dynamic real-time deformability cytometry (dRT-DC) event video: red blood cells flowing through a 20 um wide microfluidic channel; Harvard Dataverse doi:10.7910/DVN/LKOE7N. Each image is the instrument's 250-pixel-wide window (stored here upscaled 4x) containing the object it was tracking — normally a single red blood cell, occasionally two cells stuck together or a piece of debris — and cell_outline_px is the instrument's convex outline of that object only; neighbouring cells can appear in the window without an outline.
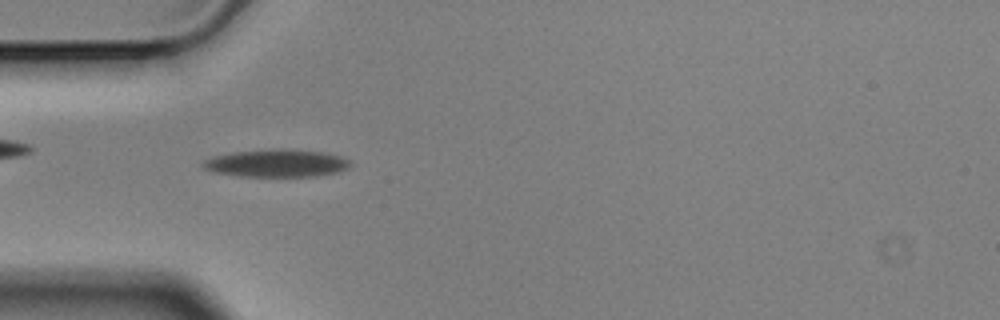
{"species": "Egyptian fruit bat (a non-hibernating species)", "species_latin": "Rousettus aegyptiacus", "temperature_condition": "cold", "stored_images_in_passage": 54, "camera_frame_rate_fps": 3000, "um_per_image_px": 0.085, "animal": {"sex": "male"}, "frame": {"image": 1, "passage_image": 15, "time_ms": 4.667, "image_size_px": [1000, 320], "cell_outline_px": [[352, 164], [348, 168], [336, 172], [312, 176], [240, 176], [216, 172], [204, 168], [200, 164], [204, 160], [212, 156], [236, 152], [324, 152], [340, 156], [348, 160]], "centroid_in_image_um": [23.48, 13.92], "position_along_channel_um": 61.5, "area_um2": 22.2}}
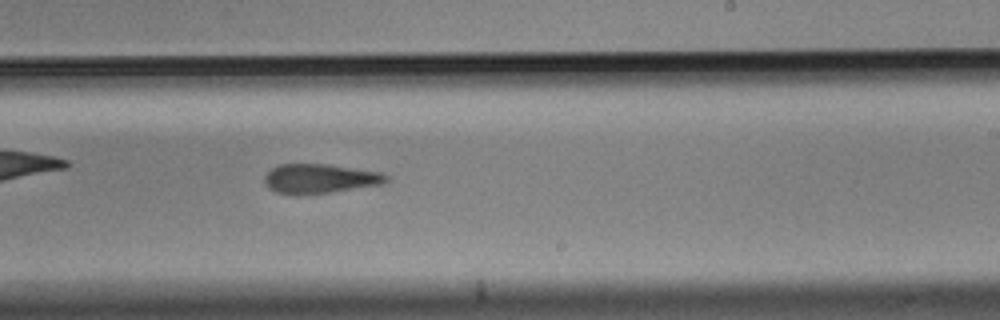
{"frame": {"image": 2, "passage_image": 32, "time_ms": 10.333, "image_size_px": [1000, 320], "cell_outline_px": [[388, 180], [384, 184], [332, 192], [296, 196], [276, 192], [268, 188], [264, 184], [264, 176], [272, 168], [280, 164], [328, 164], [380, 172], [388, 176]], "centroid_in_image_um": [27.16, 15.2], "position_along_channel_um": 261.8, "area_um2": 21.15}}
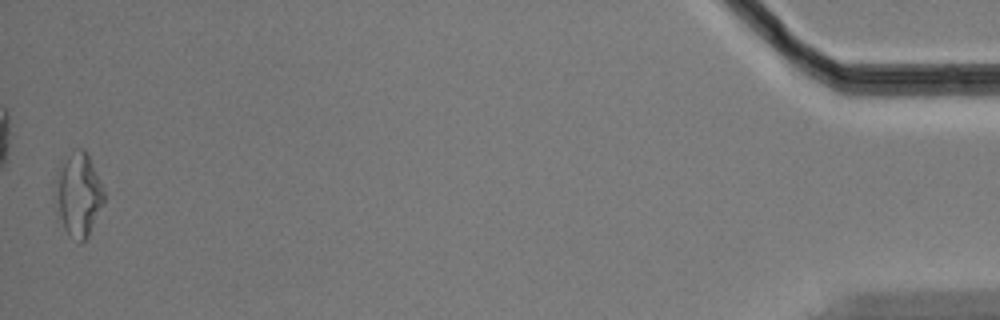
{"frame": {"image": 3, "passage_image": 54, "time_ms": 17.667, "image_size_px": [1000, 320], "cell_outline_px": [[104, 204], [88, 236], [80, 244], [56, 220], [52, 192], [60, 172], [68, 156], [76, 148], [84, 148], [104, 188]], "centroid_in_image_um": [6.64, 16.62], "position_along_channel_um": 428.6, "area_um2": 23.87}, "authors_computed_cell_mechanics": {"area_um2": 21.675, "velocity_mm_per_s": 3.554, "shape_relaxation_time_tau1_ms": 8.5958, "shape_relaxation_time_tau2_ms": null, "deformation_change_tau1": 0.1961, "deformation_change_tau2": null}}